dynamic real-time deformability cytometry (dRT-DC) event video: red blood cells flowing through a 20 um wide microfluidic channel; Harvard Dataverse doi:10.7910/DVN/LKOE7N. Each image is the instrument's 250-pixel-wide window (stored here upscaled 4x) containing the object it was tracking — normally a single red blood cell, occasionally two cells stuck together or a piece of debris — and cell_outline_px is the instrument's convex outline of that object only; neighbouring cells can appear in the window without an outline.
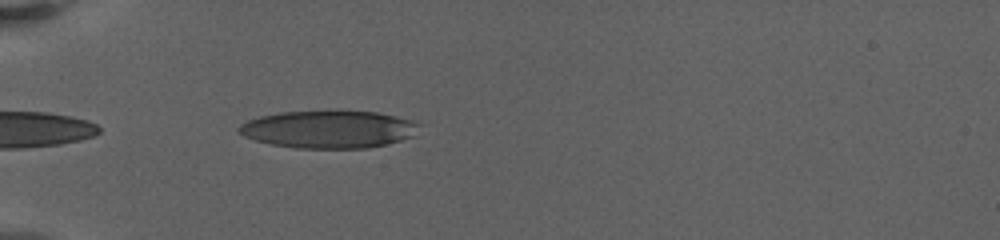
{"species": "human", "species_latin": "Homo sapiens", "temperature_condition": "warm", "stored_images_in_passage": 40, "camera_frame_rate_fps": 3000, "um_per_image_px": 0.085, "donor": {"sex": "female"}, "frame": {"image": 1, "passage_image": 1, "time_ms": 0.0, "image_size_px": [1000, 240], "cell_outline_px": [[424, 124], [412, 136], [400, 140], [368, 148], [296, 148], [272, 144], [256, 140], [244, 136], [236, 128], [240, 124], [248, 120], [260, 116], [280, 112], [336, 108], [376, 112], [412, 120]], "centroid_in_image_um": [27.95, 10.94], "position_along_channel_um": 57.0, "area_um2": 40.4}}
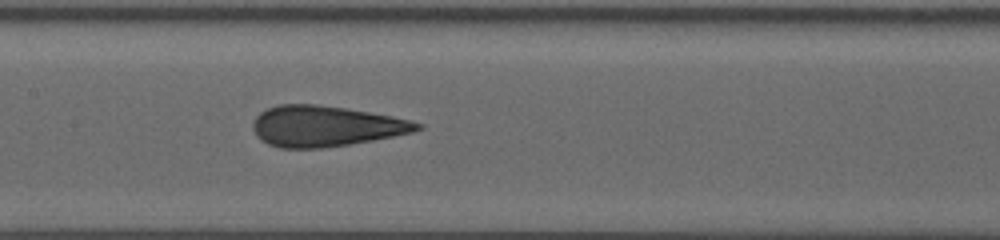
{"frame": {"image": 2, "passage_image": 11, "time_ms": 4.333, "image_size_px": [1000, 240], "cell_outline_px": [[424, 128], [412, 132], [372, 140], [348, 144], [320, 148], [280, 148], [268, 144], [260, 140], [256, 136], [252, 128], [252, 124], [256, 116], [260, 112], [268, 108], [280, 104], [316, 104], [344, 108], [368, 112], [408, 120], [424, 124]], "centroid_in_image_um": [27.61, 10.72], "position_along_channel_um": 179.8, "area_um2": 38.67}}
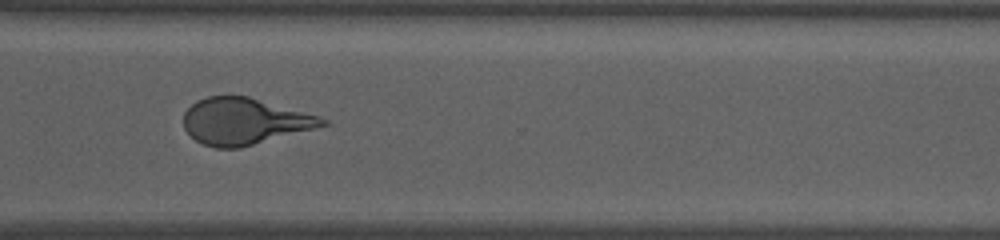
{"frame": {"image": 3, "passage_image": 28, "time_ms": 9.667, "image_size_px": [1000, 240], "cell_outline_px": [[328, 124], [240, 148], [216, 148], [204, 144], [196, 140], [184, 128], [184, 112], [196, 100], [208, 96], [248, 96], [320, 116], [328, 120]], "centroid_in_image_um": [20.75, 10.3], "position_along_channel_um": 349.9, "area_um2": 37.22}, "authors_computed_cell_mechanics": {"area_um2": 38.8705, "velocity_mm_per_s": 3.1867, "shape_relaxation_time_tau1_ms": null, "shape_relaxation_time_tau2_ms": 0.9894, "deformation_change_tau1": null, "deformation_change_tau2": 0.095}}